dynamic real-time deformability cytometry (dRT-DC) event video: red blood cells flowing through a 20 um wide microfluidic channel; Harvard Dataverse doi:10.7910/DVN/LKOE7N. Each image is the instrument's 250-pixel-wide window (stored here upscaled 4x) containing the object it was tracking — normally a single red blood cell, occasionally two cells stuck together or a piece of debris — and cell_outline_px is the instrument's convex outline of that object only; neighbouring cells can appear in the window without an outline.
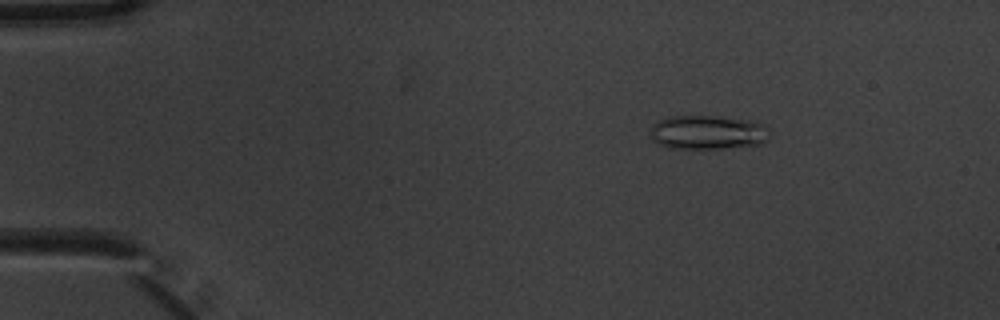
{"species": "common noctule bat (a hibernating species)", "species_latin": "Nyctalus noctula", "temperature_condition": "warm", "stored_images_in_passage": 7, "camera_frame_rate_fps": 3000, "um_per_image_px": 0.085, "animal": {"sex": "male", "body_mass_g": 20.1, "forearm_length_mm": 53.5}, "frame": {"image": 1, "passage_image": 1, "time_ms": 0.0, "image_size_px": [1000, 320], "cell_outline_px": [[768, 140], [760, 144], [720, 148], [668, 148], [652, 140], [652, 128], [656, 120], [672, 116], [712, 116], [748, 120], [764, 124], [768, 136]], "centroid_in_image_um": [60.13, 11.25], "position_along_channel_um": 24.9, "area_um2": 23.35}}
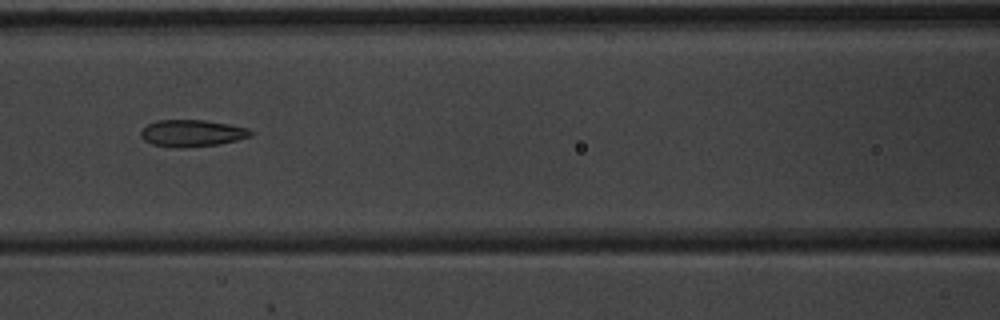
{"frame": {"image": 2, "passage_image": 5, "time_ms": 1.333, "image_size_px": [1000, 320], "cell_outline_px": [[256, 132], [252, 136], [220, 144], [184, 148], [172, 148], [152, 144], [144, 140], [140, 136], [140, 132], [148, 124], [156, 120], [204, 120], [228, 124], [248, 128]], "centroid_in_image_um": [16.33, 11.33], "position_along_channel_um": 150.3, "area_um2": 17.4}}
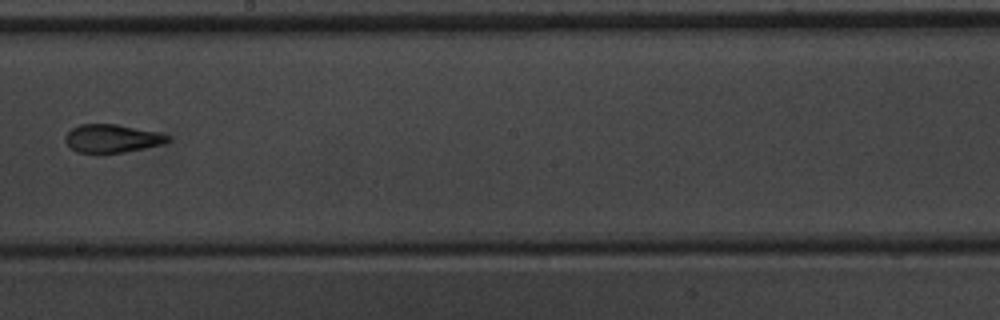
{"frame": {"image": 3, "passage_image": 7, "time_ms": 2.0, "image_size_px": [1000, 320], "cell_outline_px": [[172, 140], [164, 144], [124, 152], [76, 152], [64, 140], [64, 136], [72, 128], [80, 124], [116, 124], [160, 132], [168, 136]], "centroid_in_image_um": [9.55, 11.75], "position_along_channel_um": 238.7, "area_um2": 16.76}}